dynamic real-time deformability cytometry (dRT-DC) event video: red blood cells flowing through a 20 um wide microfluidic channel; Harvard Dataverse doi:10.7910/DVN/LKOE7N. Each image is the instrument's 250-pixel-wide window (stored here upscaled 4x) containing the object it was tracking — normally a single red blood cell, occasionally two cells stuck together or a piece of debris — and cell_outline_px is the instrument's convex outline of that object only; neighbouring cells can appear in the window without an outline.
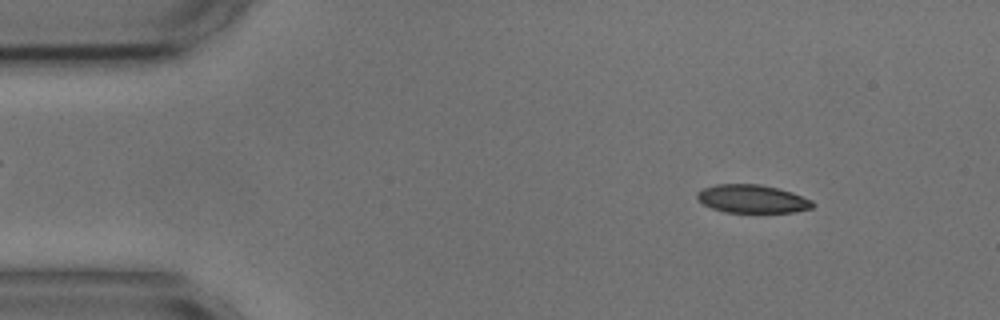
{"species": "common noctule bat (a hibernating species)", "species_latin": "Nyctalus noctula", "temperature_condition": "cold", "stored_images_in_passage": 55, "camera_frame_rate_fps": 3000, "um_per_image_px": 0.085, "animal": {"sex": "male", "body_mass_g": 17.9, "forearm_length_mm": 54.2}, "frame": {"image": 1, "passage_image": 6, "time_ms": 1.667, "image_size_px": [1000, 320], "cell_outline_px": [[816, 204], [812, 208], [792, 212], [724, 212], [712, 208], [704, 204], [696, 196], [696, 192], [704, 188], [716, 184], [760, 184], [792, 192], [812, 200]], "centroid_in_image_um": [63.95, 16.9], "position_along_channel_um": 21.0, "area_um2": 18.9}}
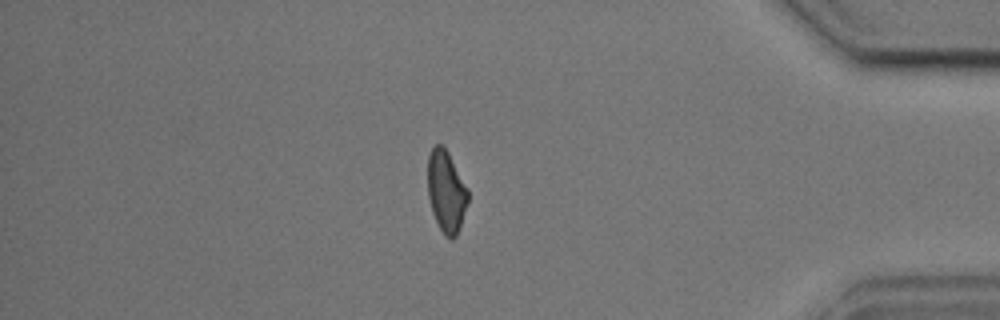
{"frame": {"image": 2, "passage_image": 46, "time_ms": 15.0, "image_size_px": [1000, 320], "cell_outline_px": [[468, 200], [456, 236], [452, 240], [448, 240], [444, 236], [432, 212], [428, 196], [428, 156], [432, 148], [436, 144], [440, 144], [448, 152], [468, 188]], "centroid_in_image_um": [37.92, 16.28], "position_along_channel_um": 397.3, "area_um2": 19.02}}
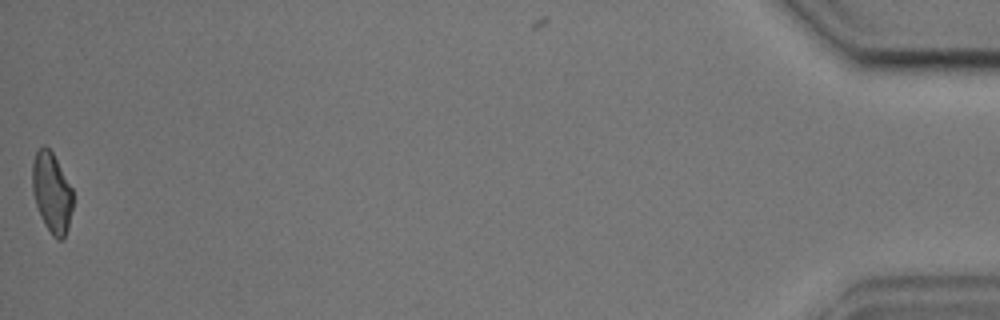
{"frame": {"image": 3, "passage_image": 54, "time_ms": 17.667, "image_size_px": [1000, 320], "cell_outline_px": [[72, 208], [68, 228], [64, 240], [56, 240], [52, 236], [44, 224], [40, 216], [32, 192], [32, 164], [36, 152], [44, 144], [52, 152], [72, 188]], "centroid_in_image_um": [4.39, 16.41], "position_along_channel_um": 430.8, "area_um2": 19.02}, "authors_computed_cell_mechanics": {"area_um2": 19.8254, "velocity_mm_per_s": 3.6364, "shape_relaxation_time_tau1_ms": 5.2963, "shape_relaxation_time_tau2_ms": 2.8063, "deformation_change_tau1": 0.1473, "deformation_change_tau2": 0.0958}}